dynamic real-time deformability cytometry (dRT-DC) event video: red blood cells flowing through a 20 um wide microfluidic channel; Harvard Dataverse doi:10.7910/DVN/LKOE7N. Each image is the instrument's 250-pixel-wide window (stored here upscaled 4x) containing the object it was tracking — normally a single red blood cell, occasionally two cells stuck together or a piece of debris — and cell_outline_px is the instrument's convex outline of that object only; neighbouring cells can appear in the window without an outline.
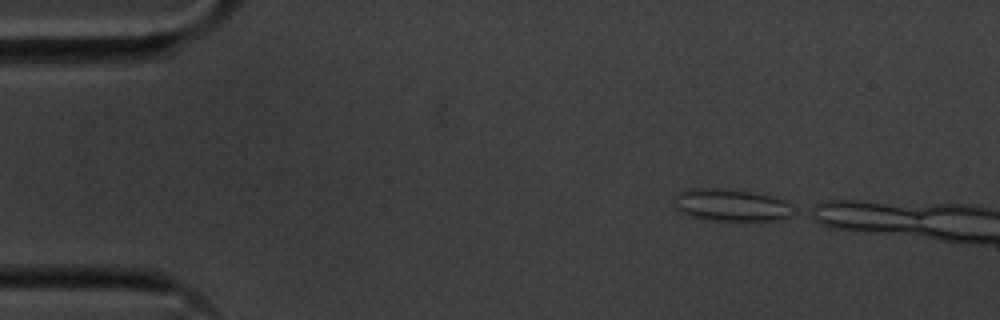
{"species": "common noctule bat (a hibernating species)", "species_latin": "Nyctalus noctula", "temperature_condition": "cold", "stored_images_in_passage": 8, "camera_frame_rate_fps": 3000, "um_per_image_px": 0.085, "animal": {"sex": "male", "body_mass_g": 20.1, "forearm_length_mm": 53.5}, "frame": {"image": 1, "passage_image": 1, "time_ms": 0.0, "image_size_px": [1000, 320], "cell_outline_px": [[796, 212], [780, 220], [708, 220], [688, 216], [680, 212], [672, 204], [676, 196], [680, 192], [688, 188], [724, 188], [756, 192], [776, 196], [784, 200], [796, 208]], "centroid_in_image_um": [62.17, 17.42], "position_along_channel_um": 22.8, "area_um2": 22.95}}